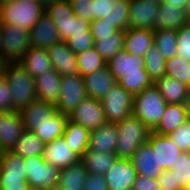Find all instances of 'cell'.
I'll use <instances>...</instances> for the list:
<instances>
[{
  "mask_svg": "<svg viewBox=\"0 0 190 190\" xmlns=\"http://www.w3.org/2000/svg\"><path fill=\"white\" fill-rule=\"evenodd\" d=\"M2 76L10 87L15 111L37 100L35 78L19 62L5 63Z\"/></svg>",
  "mask_w": 190,
  "mask_h": 190,
  "instance_id": "1",
  "label": "cell"
},
{
  "mask_svg": "<svg viewBox=\"0 0 190 190\" xmlns=\"http://www.w3.org/2000/svg\"><path fill=\"white\" fill-rule=\"evenodd\" d=\"M115 125L118 131L115 154L131 160L138 148L148 141L151 130L133 114Z\"/></svg>",
  "mask_w": 190,
  "mask_h": 190,
  "instance_id": "2",
  "label": "cell"
},
{
  "mask_svg": "<svg viewBox=\"0 0 190 190\" xmlns=\"http://www.w3.org/2000/svg\"><path fill=\"white\" fill-rule=\"evenodd\" d=\"M45 13L54 22L62 41L67 40L73 34L91 33L90 22L77 17L68 1L56 0L47 4Z\"/></svg>",
  "mask_w": 190,
  "mask_h": 190,
  "instance_id": "3",
  "label": "cell"
},
{
  "mask_svg": "<svg viewBox=\"0 0 190 190\" xmlns=\"http://www.w3.org/2000/svg\"><path fill=\"white\" fill-rule=\"evenodd\" d=\"M166 107L167 103L153 84L134 95L132 114L152 131L160 122Z\"/></svg>",
  "mask_w": 190,
  "mask_h": 190,
  "instance_id": "4",
  "label": "cell"
},
{
  "mask_svg": "<svg viewBox=\"0 0 190 190\" xmlns=\"http://www.w3.org/2000/svg\"><path fill=\"white\" fill-rule=\"evenodd\" d=\"M44 13L45 6L42 3L14 0L0 8V23L17 25L30 31Z\"/></svg>",
  "mask_w": 190,
  "mask_h": 190,
  "instance_id": "5",
  "label": "cell"
},
{
  "mask_svg": "<svg viewBox=\"0 0 190 190\" xmlns=\"http://www.w3.org/2000/svg\"><path fill=\"white\" fill-rule=\"evenodd\" d=\"M27 169L26 181L38 190H54L57 187L60 170L46 163L43 156L24 158Z\"/></svg>",
  "mask_w": 190,
  "mask_h": 190,
  "instance_id": "6",
  "label": "cell"
},
{
  "mask_svg": "<svg viewBox=\"0 0 190 190\" xmlns=\"http://www.w3.org/2000/svg\"><path fill=\"white\" fill-rule=\"evenodd\" d=\"M134 95L118 83L101 100L107 122L116 123L132 114Z\"/></svg>",
  "mask_w": 190,
  "mask_h": 190,
  "instance_id": "7",
  "label": "cell"
},
{
  "mask_svg": "<svg viewBox=\"0 0 190 190\" xmlns=\"http://www.w3.org/2000/svg\"><path fill=\"white\" fill-rule=\"evenodd\" d=\"M2 57L6 63L19 62L31 47L29 31L15 25H1Z\"/></svg>",
  "mask_w": 190,
  "mask_h": 190,
  "instance_id": "8",
  "label": "cell"
},
{
  "mask_svg": "<svg viewBox=\"0 0 190 190\" xmlns=\"http://www.w3.org/2000/svg\"><path fill=\"white\" fill-rule=\"evenodd\" d=\"M86 97V88L79 74L61 76L60 95L55 104L58 112L69 116Z\"/></svg>",
  "mask_w": 190,
  "mask_h": 190,
  "instance_id": "9",
  "label": "cell"
},
{
  "mask_svg": "<svg viewBox=\"0 0 190 190\" xmlns=\"http://www.w3.org/2000/svg\"><path fill=\"white\" fill-rule=\"evenodd\" d=\"M74 123L80 124L89 131L106 123L101 100L86 97L68 116Z\"/></svg>",
  "mask_w": 190,
  "mask_h": 190,
  "instance_id": "10",
  "label": "cell"
},
{
  "mask_svg": "<svg viewBox=\"0 0 190 190\" xmlns=\"http://www.w3.org/2000/svg\"><path fill=\"white\" fill-rule=\"evenodd\" d=\"M104 177L109 190H127L133 188L137 171L132 160L118 157Z\"/></svg>",
  "mask_w": 190,
  "mask_h": 190,
  "instance_id": "11",
  "label": "cell"
},
{
  "mask_svg": "<svg viewBox=\"0 0 190 190\" xmlns=\"http://www.w3.org/2000/svg\"><path fill=\"white\" fill-rule=\"evenodd\" d=\"M159 6L151 0H130L129 28L154 30Z\"/></svg>",
  "mask_w": 190,
  "mask_h": 190,
  "instance_id": "12",
  "label": "cell"
},
{
  "mask_svg": "<svg viewBox=\"0 0 190 190\" xmlns=\"http://www.w3.org/2000/svg\"><path fill=\"white\" fill-rule=\"evenodd\" d=\"M24 131L19 111L0 113V152L11 151Z\"/></svg>",
  "mask_w": 190,
  "mask_h": 190,
  "instance_id": "13",
  "label": "cell"
},
{
  "mask_svg": "<svg viewBox=\"0 0 190 190\" xmlns=\"http://www.w3.org/2000/svg\"><path fill=\"white\" fill-rule=\"evenodd\" d=\"M147 143L156 154L158 165L164 171L171 170L182 154L181 150L167 135H159L151 131Z\"/></svg>",
  "mask_w": 190,
  "mask_h": 190,
  "instance_id": "14",
  "label": "cell"
},
{
  "mask_svg": "<svg viewBox=\"0 0 190 190\" xmlns=\"http://www.w3.org/2000/svg\"><path fill=\"white\" fill-rule=\"evenodd\" d=\"M43 158L46 163L57 167L59 170L81 160V157L71 150V146L67 144L63 136L45 144Z\"/></svg>",
  "mask_w": 190,
  "mask_h": 190,
  "instance_id": "15",
  "label": "cell"
},
{
  "mask_svg": "<svg viewBox=\"0 0 190 190\" xmlns=\"http://www.w3.org/2000/svg\"><path fill=\"white\" fill-rule=\"evenodd\" d=\"M52 67L61 75L78 74L77 54L73 53L65 41H59L47 49Z\"/></svg>",
  "mask_w": 190,
  "mask_h": 190,
  "instance_id": "16",
  "label": "cell"
},
{
  "mask_svg": "<svg viewBox=\"0 0 190 190\" xmlns=\"http://www.w3.org/2000/svg\"><path fill=\"white\" fill-rule=\"evenodd\" d=\"M31 47L47 49L61 41L58 29L51 18L44 13L29 31Z\"/></svg>",
  "mask_w": 190,
  "mask_h": 190,
  "instance_id": "17",
  "label": "cell"
},
{
  "mask_svg": "<svg viewBox=\"0 0 190 190\" xmlns=\"http://www.w3.org/2000/svg\"><path fill=\"white\" fill-rule=\"evenodd\" d=\"M57 111L58 110L54 105L41 100H35L25 108L21 109L19 113L25 130L34 132L37 130V126L50 120Z\"/></svg>",
  "mask_w": 190,
  "mask_h": 190,
  "instance_id": "18",
  "label": "cell"
},
{
  "mask_svg": "<svg viewBox=\"0 0 190 190\" xmlns=\"http://www.w3.org/2000/svg\"><path fill=\"white\" fill-rule=\"evenodd\" d=\"M82 79L87 96L96 100H102L107 92L117 84L108 66L94 73L86 74L82 76Z\"/></svg>",
  "mask_w": 190,
  "mask_h": 190,
  "instance_id": "19",
  "label": "cell"
},
{
  "mask_svg": "<svg viewBox=\"0 0 190 190\" xmlns=\"http://www.w3.org/2000/svg\"><path fill=\"white\" fill-rule=\"evenodd\" d=\"M118 131L115 123L106 122L90 131L88 148L92 151L115 153Z\"/></svg>",
  "mask_w": 190,
  "mask_h": 190,
  "instance_id": "20",
  "label": "cell"
},
{
  "mask_svg": "<svg viewBox=\"0 0 190 190\" xmlns=\"http://www.w3.org/2000/svg\"><path fill=\"white\" fill-rule=\"evenodd\" d=\"M37 100H41L55 106L61 87V75L55 70L35 77Z\"/></svg>",
  "mask_w": 190,
  "mask_h": 190,
  "instance_id": "21",
  "label": "cell"
},
{
  "mask_svg": "<svg viewBox=\"0 0 190 190\" xmlns=\"http://www.w3.org/2000/svg\"><path fill=\"white\" fill-rule=\"evenodd\" d=\"M131 160L137 171V175L157 179L158 176L164 171L158 165L156 154L147 142L138 148Z\"/></svg>",
  "mask_w": 190,
  "mask_h": 190,
  "instance_id": "22",
  "label": "cell"
},
{
  "mask_svg": "<svg viewBox=\"0 0 190 190\" xmlns=\"http://www.w3.org/2000/svg\"><path fill=\"white\" fill-rule=\"evenodd\" d=\"M107 66L116 81L126 72L141 71L145 68L144 56L120 50L108 62Z\"/></svg>",
  "mask_w": 190,
  "mask_h": 190,
  "instance_id": "23",
  "label": "cell"
},
{
  "mask_svg": "<svg viewBox=\"0 0 190 190\" xmlns=\"http://www.w3.org/2000/svg\"><path fill=\"white\" fill-rule=\"evenodd\" d=\"M190 22L184 8L160 3L156 15L155 29L178 30L183 25Z\"/></svg>",
  "mask_w": 190,
  "mask_h": 190,
  "instance_id": "24",
  "label": "cell"
},
{
  "mask_svg": "<svg viewBox=\"0 0 190 190\" xmlns=\"http://www.w3.org/2000/svg\"><path fill=\"white\" fill-rule=\"evenodd\" d=\"M154 85L167 104H183L190 93L188 85L166 75L157 80Z\"/></svg>",
  "mask_w": 190,
  "mask_h": 190,
  "instance_id": "25",
  "label": "cell"
},
{
  "mask_svg": "<svg viewBox=\"0 0 190 190\" xmlns=\"http://www.w3.org/2000/svg\"><path fill=\"white\" fill-rule=\"evenodd\" d=\"M154 43V30L128 28L125 30L124 50L128 53L144 56Z\"/></svg>",
  "mask_w": 190,
  "mask_h": 190,
  "instance_id": "26",
  "label": "cell"
},
{
  "mask_svg": "<svg viewBox=\"0 0 190 190\" xmlns=\"http://www.w3.org/2000/svg\"><path fill=\"white\" fill-rule=\"evenodd\" d=\"M19 63L33 78L54 69L46 49L30 47Z\"/></svg>",
  "mask_w": 190,
  "mask_h": 190,
  "instance_id": "27",
  "label": "cell"
},
{
  "mask_svg": "<svg viewBox=\"0 0 190 190\" xmlns=\"http://www.w3.org/2000/svg\"><path fill=\"white\" fill-rule=\"evenodd\" d=\"M87 175V169L80 160L60 170L57 188L60 190H83Z\"/></svg>",
  "mask_w": 190,
  "mask_h": 190,
  "instance_id": "28",
  "label": "cell"
},
{
  "mask_svg": "<svg viewBox=\"0 0 190 190\" xmlns=\"http://www.w3.org/2000/svg\"><path fill=\"white\" fill-rule=\"evenodd\" d=\"M183 104H167L165 112L152 132L159 135H168L186 121Z\"/></svg>",
  "mask_w": 190,
  "mask_h": 190,
  "instance_id": "29",
  "label": "cell"
},
{
  "mask_svg": "<svg viewBox=\"0 0 190 190\" xmlns=\"http://www.w3.org/2000/svg\"><path fill=\"white\" fill-rule=\"evenodd\" d=\"M90 131L80 124L67 120L63 138L71 150L77 153L80 157L88 149Z\"/></svg>",
  "mask_w": 190,
  "mask_h": 190,
  "instance_id": "30",
  "label": "cell"
},
{
  "mask_svg": "<svg viewBox=\"0 0 190 190\" xmlns=\"http://www.w3.org/2000/svg\"><path fill=\"white\" fill-rule=\"evenodd\" d=\"M117 158L118 156L115 153H102L88 148L81 157V161L88 173L105 175Z\"/></svg>",
  "mask_w": 190,
  "mask_h": 190,
  "instance_id": "31",
  "label": "cell"
},
{
  "mask_svg": "<svg viewBox=\"0 0 190 190\" xmlns=\"http://www.w3.org/2000/svg\"><path fill=\"white\" fill-rule=\"evenodd\" d=\"M67 120V115L57 111L50 120L37 126L33 133L45 144L50 143L63 136Z\"/></svg>",
  "mask_w": 190,
  "mask_h": 190,
  "instance_id": "32",
  "label": "cell"
},
{
  "mask_svg": "<svg viewBox=\"0 0 190 190\" xmlns=\"http://www.w3.org/2000/svg\"><path fill=\"white\" fill-rule=\"evenodd\" d=\"M45 143L33 132L25 130L12 148V152L22 158L43 156Z\"/></svg>",
  "mask_w": 190,
  "mask_h": 190,
  "instance_id": "33",
  "label": "cell"
},
{
  "mask_svg": "<svg viewBox=\"0 0 190 190\" xmlns=\"http://www.w3.org/2000/svg\"><path fill=\"white\" fill-rule=\"evenodd\" d=\"M125 31L118 30L106 37H93L96 51L108 62L120 50L124 49Z\"/></svg>",
  "mask_w": 190,
  "mask_h": 190,
  "instance_id": "34",
  "label": "cell"
},
{
  "mask_svg": "<svg viewBox=\"0 0 190 190\" xmlns=\"http://www.w3.org/2000/svg\"><path fill=\"white\" fill-rule=\"evenodd\" d=\"M0 176L26 178L27 169L24 158L12 151L0 152Z\"/></svg>",
  "mask_w": 190,
  "mask_h": 190,
  "instance_id": "35",
  "label": "cell"
},
{
  "mask_svg": "<svg viewBox=\"0 0 190 190\" xmlns=\"http://www.w3.org/2000/svg\"><path fill=\"white\" fill-rule=\"evenodd\" d=\"M78 74L82 77L107 66V62L95 47L77 54Z\"/></svg>",
  "mask_w": 190,
  "mask_h": 190,
  "instance_id": "36",
  "label": "cell"
},
{
  "mask_svg": "<svg viewBox=\"0 0 190 190\" xmlns=\"http://www.w3.org/2000/svg\"><path fill=\"white\" fill-rule=\"evenodd\" d=\"M117 83L133 95L154 84L145 68L141 71L124 73V75L117 80Z\"/></svg>",
  "mask_w": 190,
  "mask_h": 190,
  "instance_id": "37",
  "label": "cell"
},
{
  "mask_svg": "<svg viewBox=\"0 0 190 190\" xmlns=\"http://www.w3.org/2000/svg\"><path fill=\"white\" fill-rule=\"evenodd\" d=\"M144 61L145 69L153 83L165 76L166 59L154 43L146 51Z\"/></svg>",
  "mask_w": 190,
  "mask_h": 190,
  "instance_id": "38",
  "label": "cell"
},
{
  "mask_svg": "<svg viewBox=\"0 0 190 190\" xmlns=\"http://www.w3.org/2000/svg\"><path fill=\"white\" fill-rule=\"evenodd\" d=\"M154 44L168 60L177 54V30L154 29Z\"/></svg>",
  "mask_w": 190,
  "mask_h": 190,
  "instance_id": "39",
  "label": "cell"
},
{
  "mask_svg": "<svg viewBox=\"0 0 190 190\" xmlns=\"http://www.w3.org/2000/svg\"><path fill=\"white\" fill-rule=\"evenodd\" d=\"M112 7L111 12L103 19L117 30L125 31L129 28L130 0H118Z\"/></svg>",
  "mask_w": 190,
  "mask_h": 190,
  "instance_id": "40",
  "label": "cell"
},
{
  "mask_svg": "<svg viewBox=\"0 0 190 190\" xmlns=\"http://www.w3.org/2000/svg\"><path fill=\"white\" fill-rule=\"evenodd\" d=\"M165 75L177 79L190 88V62L184 57L175 55L166 60Z\"/></svg>",
  "mask_w": 190,
  "mask_h": 190,
  "instance_id": "41",
  "label": "cell"
},
{
  "mask_svg": "<svg viewBox=\"0 0 190 190\" xmlns=\"http://www.w3.org/2000/svg\"><path fill=\"white\" fill-rule=\"evenodd\" d=\"M170 171L175 179V189L184 190L190 184V152H182Z\"/></svg>",
  "mask_w": 190,
  "mask_h": 190,
  "instance_id": "42",
  "label": "cell"
},
{
  "mask_svg": "<svg viewBox=\"0 0 190 190\" xmlns=\"http://www.w3.org/2000/svg\"><path fill=\"white\" fill-rule=\"evenodd\" d=\"M167 136L181 150V152H190V121L186 120Z\"/></svg>",
  "mask_w": 190,
  "mask_h": 190,
  "instance_id": "43",
  "label": "cell"
},
{
  "mask_svg": "<svg viewBox=\"0 0 190 190\" xmlns=\"http://www.w3.org/2000/svg\"><path fill=\"white\" fill-rule=\"evenodd\" d=\"M65 42L73 53L78 54L94 47L95 40L91 33H78L70 36Z\"/></svg>",
  "mask_w": 190,
  "mask_h": 190,
  "instance_id": "44",
  "label": "cell"
},
{
  "mask_svg": "<svg viewBox=\"0 0 190 190\" xmlns=\"http://www.w3.org/2000/svg\"><path fill=\"white\" fill-rule=\"evenodd\" d=\"M177 56L190 62V22L177 30Z\"/></svg>",
  "mask_w": 190,
  "mask_h": 190,
  "instance_id": "45",
  "label": "cell"
},
{
  "mask_svg": "<svg viewBox=\"0 0 190 190\" xmlns=\"http://www.w3.org/2000/svg\"><path fill=\"white\" fill-rule=\"evenodd\" d=\"M74 14L86 21H93V0L70 1Z\"/></svg>",
  "mask_w": 190,
  "mask_h": 190,
  "instance_id": "46",
  "label": "cell"
},
{
  "mask_svg": "<svg viewBox=\"0 0 190 190\" xmlns=\"http://www.w3.org/2000/svg\"><path fill=\"white\" fill-rule=\"evenodd\" d=\"M118 30L111 26V23L102 19H95L90 22V32L93 37H106L116 33Z\"/></svg>",
  "mask_w": 190,
  "mask_h": 190,
  "instance_id": "47",
  "label": "cell"
},
{
  "mask_svg": "<svg viewBox=\"0 0 190 190\" xmlns=\"http://www.w3.org/2000/svg\"><path fill=\"white\" fill-rule=\"evenodd\" d=\"M15 111L12 104V93L7 81L0 76V113Z\"/></svg>",
  "mask_w": 190,
  "mask_h": 190,
  "instance_id": "48",
  "label": "cell"
},
{
  "mask_svg": "<svg viewBox=\"0 0 190 190\" xmlns=\"http://www.w3.org/2000/svg\"><path fill=\"white\" fill-rule=\"evenodd\" d=\"M2 190H25L28 187L26 178L0 176Z\"/></svg>",
  "mask_w": 190,
  "mask_h": 190,
  "instance_id": "49",
  "label": "cell"
},
{
  "mask_svg": "<svg viewBox=\"0 0 190 190\" xmlns=\"http://www.w3.org/2000/svg\"><path fill=\"white\" fill-rule=\"evenodd\" d=\"M83 190H109L104 175L88 173Z\"/></svg>",
  "mask_w": 190,
  "mask_h": 190,
  "instance_id": "50",
  "label": "cell"
},
{
  "mask_svg": "<svg viewBox=\"0 0 190 190\" xmlns=\"http://www.w3.org/2000/svg\"><path fill=\"white\" fill-rule=\"evenodd\" d=\"M118 0H93V20L106 17Z\"/></svg>",
  "mask_w": 190,
  "mask_h": 190,
  "instance_id": "51",
  "label": "cell"
},
{
  "mask_svg": "<svg viewBox=\"0 0 190 190\" xmlns=\"http://www.w3.org/2000/svg\"><path fill=\"white\" fill-rule=\"evenodd\" d=\"M133 188L135 190H161L158 184V179L142 175H137Z\"/></svg>",
  "mask_w": 190,
  "mask_h": 190,
  "instance_id": "52",
  "label": "cell"
},
{
  "mask_svg": "<svg viewBox=\"0 0 190 190\" xmlns=\"http://www.w3.org/2000/svg\"><path fill=\"white\" fill-rule=\"evenodd\" d=\"M157 179L161 190H176L175 179L170 170L163 171Z\"/></svg>",
  "mask_w": 190,
  "mask_h": 190,
  "instance_id": "53",
  "label": "cell"
},
{
  "mask_svg": "<svg viewBox=\"0 0 190 190\" xmlns=\"http://www.w3.org/2000/svg\"><path fill=\"white\" fill-rule=\"evenodd\" d=\"M186 0H163L162 3L184 8Z\"/></svg>",
  "mask_w": 190,
  "mask_h": 190,
  "instance_id": "54",
  "label": "cell"
},
{
  "mask_svg": "<svg viewBox=\"0 0 190 190\" xmlns=\"http://www.w3.org/2000/svg\"><path fill=\"white\" fill-rule=\"evenodd\" d=\"M183 105L185 109L186 119L190 121V93L188 95V98L184 101Z\"/></svg>",
  "mask_w": 190,
  "mask_h": 190,
  "instance_id": "55",
  "label": "cell"
},
{
  "mask_svg": "<svg viewBox=\"0 0 190 190\" xmlns=\"http://www.w3.org/2000/svg\"><path fill=\"white\" fill-rule=\"evenodd\" d=\"M184 10L186 12L187 17L190 19V0H186L184 4Z\"/></svg>",
  "mask_w": 190,
  "mask_h": 190,
  "instance_id": "56",
  "label": "cell"
},
{
  "mask_svg": "<svg viewBox=\"0 0 190 190\" xmlns=\"http://www.w3.org/2000/svg\"><path fill=\"white\" fill-rule=\"evenodd\" d=\"M5 61L3 60V57L0 56V74H2L4 66H5Z\"/></svg>",
  "mask_w": 190,
  "mask_h": 190,
  "instance_id": "57",
  "label": "cell"
},
{
  "mask_svg": "<svg viewBox=\"0 0 190 190\" xmlns=\"http://www.w3.org/2000/svg\"><path fill=\"white\" fill-rule=\"evenodd\" d=\"M12 1H14V0H0V8H1L2 6H4V5H6V4L12 2Z\"/></svg>",
  "mask_w": 190,
  "mask_h": 190,
  "instance_id": "58",
  "label": "cell"
},
{
  "mask_svg": "<svg viewBox=\"0 0 190 190\" xmlns=\"http://www.w3.org/2000/svg\"><path fill=\"white\" fill-rule=\"evenodd\" d=\"M1 30H2V27H1V23H0V56H2V34H1Z\"/></svg>",
  "mask_w": 190,
  "mask_h": 190,
  "instance_id": "59",
  "label": "cell"
},
{
  "mask_svg": "<svg viewBox=\"0 0 190 190\" xmlns=\"http://www.w3.org/2000/svg\"><path fill=\"white\" fill-rule=\"evenodd\" d=\"M56 0H41V3L46 6L49 3L55 2Z\"/></svg>",
  "mask_w": 190,
  "mask_h": 190,
  "instance_id": "60",
  "label": "cell"
},
{
  "mask_svg": "<svg viewBox=\"0 0 190 190\" xmlns=\"http://www.w3.org/2000/svg\"><path fill=\"white\" fill-rule=\"evenodd\" d=\"M25 190H38L37 188L33 187V186H29L25 189Z\"/></svg>",
  "mask_w": 190,
  "mask_h": 190,
  "instance_id": "61",
  "label": "cell"
},
{
  "mask_svg": "<svg viewBox=\"0 0 190 190\" xmlns=\"http://www.w3.org/2000/svg\"><path fill=\"white\" fill-rule=\"evenodd\" d=\"M28 2H37V3H41V0H27Z\"/></svg>",
  "mask_w": 190,
  "mask_h": 190,
  "instance_id": "62",
  "label": "cell"
},
{
  "mask_svg": "<svg viewBox=\"0 0 190 190\" xmlns=\"http://www.w3.org/2000/svg\"><path fill=\"white\" fill-rule=\"evenodd\" d=\"M151 1H154V2H157V3H162L163 0H151Z\"/></svg>",
  "mask_w": 190,
  "mask_h": 190,
  "instance_id": "63",
  "label": "cell"
},
{
  "mask_svg": "<svg viewBox=\"0 0 190 190\" xmlns=\"http://www.w3.org/2000/svg\"><path fill=\"white\" fill-rule=\"evenodd\" d=\"M184 190H190V184Z\"/></svg>",
  "mask_w": 190,
  "mask_h": 190,
  "instance_id": "64",
  "label": "cell"
}]
</instances>
